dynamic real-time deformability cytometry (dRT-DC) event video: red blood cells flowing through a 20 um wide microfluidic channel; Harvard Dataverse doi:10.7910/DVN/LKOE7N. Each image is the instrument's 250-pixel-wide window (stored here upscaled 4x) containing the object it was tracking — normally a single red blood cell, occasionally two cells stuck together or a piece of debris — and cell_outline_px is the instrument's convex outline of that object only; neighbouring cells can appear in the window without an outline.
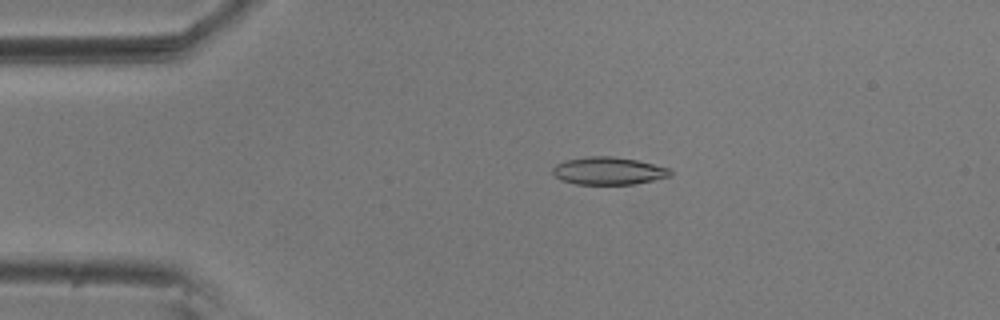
{"species": "common noctule bat (a hibernating species)", "species_latin": "Nyctalus noctula", "temperature_condition": "room temperature", "stored_images_in_passage": 45, "camera_frame_rate_fps": 3000, "um_per_image_px": 0.085, "animal": {"sex": "male", "body_mass_g": 20.5, "forearm_length_mm": 52.5}, "frame": {"image": 1, "passage_image": 6, "time_ms": 1.667, "image_size_px": [1000, 320], "cell_outline_px": [[672, 176], [632, 184], [576, 184], [560, 180], [552, 172], [552, 168], [556, 164], [564, 160], [588, 156], [612, 156], [636, 160], [668, 168], [672, 172]], "centroid_in_image_um": [51.68, 14.52], "position_along_channel_um": 33.3, "area_um2": 18.84}}
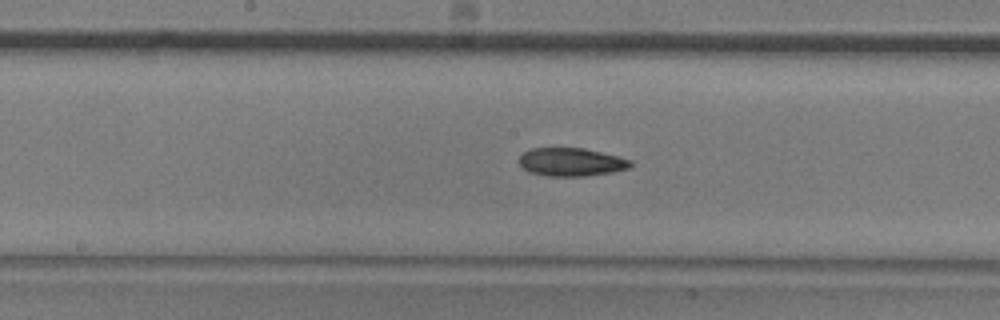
{"frame": {"image": 2, "passage_image": 23, "time_ms": 7.333, "image_size_px": [1000, 320], "cell_outline_px": [[632, 164], [628, 168], [612, 172], [584, 176], [548, 176], [528, 172], [520, 164], [520, 156], [524, 152], [532, 148], [584, 148], [632, 160]], "centroid_in_image_um": [48.54, 13.77], "position_along_channel_um": 199.7, "area_um2": 18.15}}
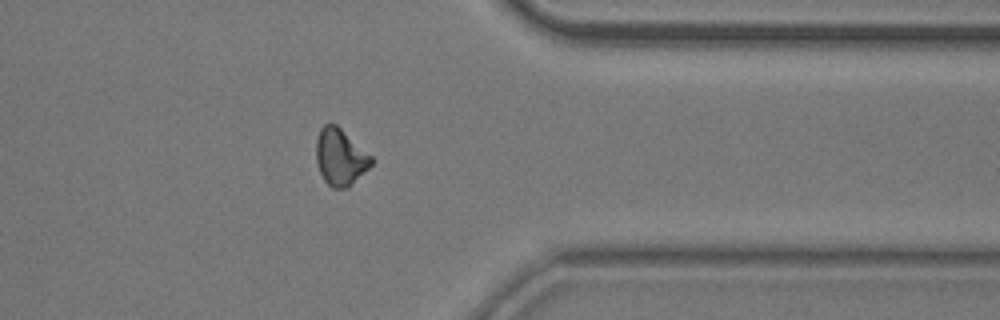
{"frame": {"image": 3, "passage_image": 39, "time_ms": 12.667, "image_size_px": [1000, 320], "cell_outline_px": [[372, 164], [348, 188], [332, 188], [324, 180], [320, 172], [316, 160], [316, 140], [320, 128], [324, 124], [336, 124], [372, 156]], "centroid_in_image_um": [28.91, 13.35], "position_along_channel_um": 382.5, "area_um2": 18.09}, "authors_computed_cell_mechanics": {"area_um2": 18.5538, "velocity_mm_per_s": 3.6321, "shape_relaxation_time_tau1_ms": 4.4488, "shape_relaxation_time_tau2_ms": null, "deformation_change_tau1": 0.1299, "deformation_change_tau2": null}}